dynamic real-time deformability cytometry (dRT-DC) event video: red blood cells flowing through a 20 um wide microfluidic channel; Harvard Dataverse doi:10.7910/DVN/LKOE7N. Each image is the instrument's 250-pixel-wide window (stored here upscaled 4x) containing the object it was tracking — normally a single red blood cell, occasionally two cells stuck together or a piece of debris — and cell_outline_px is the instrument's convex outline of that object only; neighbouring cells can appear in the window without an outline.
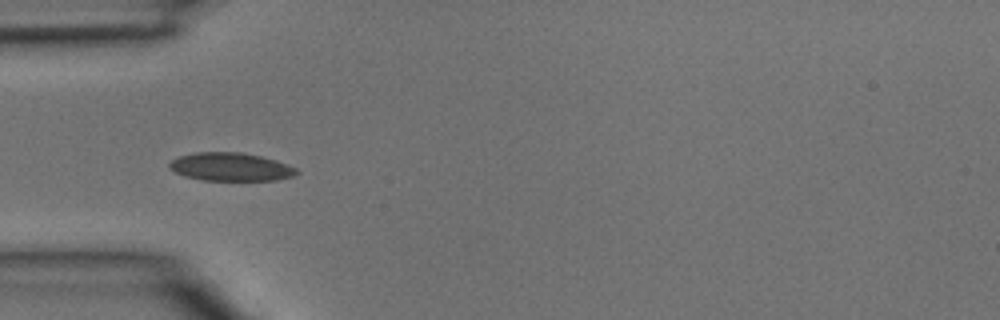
{"species": "common noctule bat (a hibernating species)", "species_latin": "Nyctalus noctula", "temperature_condition": "room temperature", "stored_images_in_passage": 5, "camera_frame_rate_fps": 3000, "um_per_image_px": 0.085, "animal": {"sex": "male", "body_mass_g": 15.6}, "frame": {"image": 1, "passage_image": 5, "time_ms": 1.333, "image_size_px": [1000, 320], "cell_outline_px": [[300, 172], [292, 176], [276, 180], [204, 180], [184, 176], [168, 168], [168, 164], [172, 160], [180, 156], [196, 152], [240, 152], [260, 156], [276, 160], [288, 164], [296, 168]], "centroid_in_image_um": [19.61, 14.18], "position_along_channel_um": 65.4, "area_um2": 20.87}}